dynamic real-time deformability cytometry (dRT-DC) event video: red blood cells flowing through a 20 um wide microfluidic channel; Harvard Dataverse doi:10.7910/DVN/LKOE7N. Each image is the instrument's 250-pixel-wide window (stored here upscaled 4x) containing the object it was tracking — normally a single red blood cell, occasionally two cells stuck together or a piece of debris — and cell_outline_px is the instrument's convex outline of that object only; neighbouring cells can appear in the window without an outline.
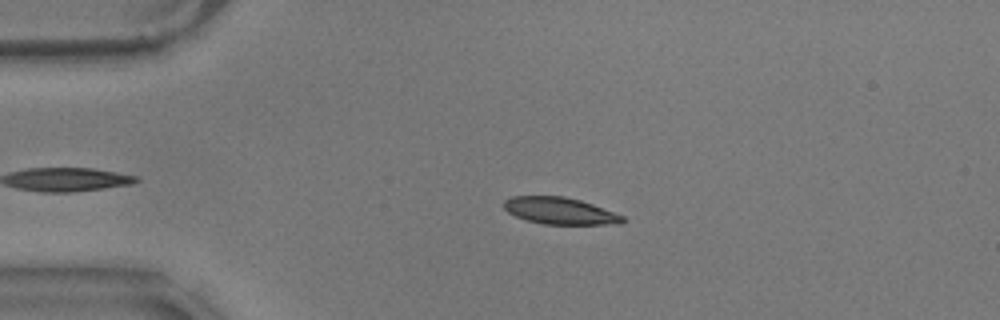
{"species": "common noctule bat (a hibernating species)", "species_latin": "Nyctalus noctula", "temperature_condition": "warm", "stored_images_in_passage": 51, "camera_frame_rate_fps": 3000, "um_per_image_px": 0.085, "animal": {"sex": "male", "body_mass_g": 17.9}, "frame": {"image": 1, "passage_image": 12, "time_ms": 3.667, "image_size_px": [1000, 320], "cell_outline_px": [[624, 220], [620, 224], [544, 224], [528, 220], [516, 216], [508, 212], [504, 208], [504, 200], [512, 196], [564, 196], [580, 200], [592, 204], [624, 216]], "centroid_in_image_um": [47.58, 17.91], "position_along_channel_um": 37.4, "area_um2": 18.38}}
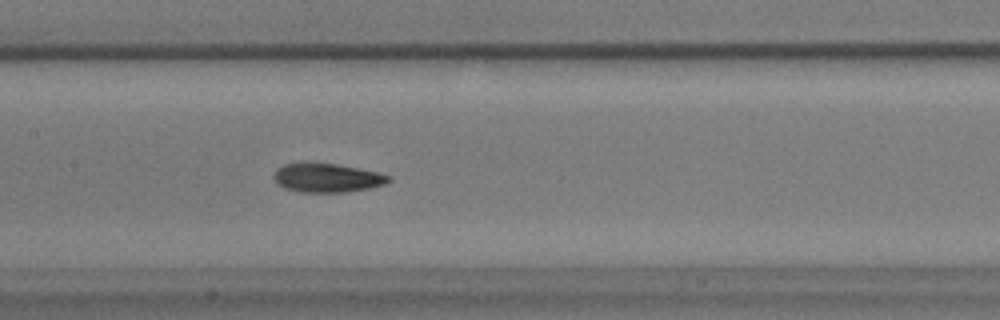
{"frame": {"image": 2, "passage_image": 27, "time_ms": 8.667, "image_size_px": [1000, 320], "cell_outline_px": [[392, 180], [384, 184], [368, 188], [344, 192], [300, 192], [284, 188], [276, 184], [272, 176], [276, 168], [284, 164], [300, 160], [304, 160], [336, 164], [380, 172], [392, 176]], "centroid_in_image_um": [27.73, 15.07], "position_along_channel_um": 179.7, "area_um2": 20.06}}
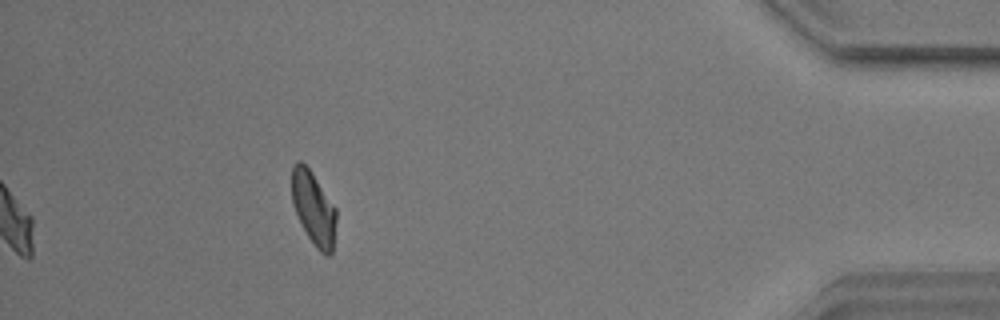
{"frame": {"image": 3, "passage_image": 51, "time_ms": 16.667, "image_size_px": [1000, 320], "cell_outline_px": [[336, 220], [332, 252], [328, 256], [320, 252], [316, 248], [308, 236], [292, 204], [292, 164], [296, 160], [300, 160], [308, 168], [336, 208]], "centroid_in_image_um": [26.64, 17.69], "position_along_channel_um": 408.6, "area_um2": 18.67}, "authors_computed_cell_mechanics": {"area_um2": 19.074, "velocity_mm_per_s": 3.5235, "shape_relaxation_time_tau1_ms": 3.6981, "shape_relaxation_time_tau2_ms": 3.0935, "deformation_change_tau1": 0.1565, "deformation_change_tau2": 0.0736}}